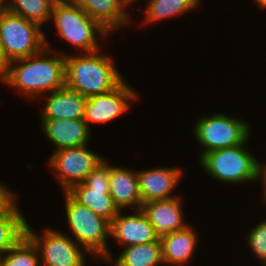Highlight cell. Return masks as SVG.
<instances>
[{
	"mask_svg": "<svg viewBox=\"0 0 266 266\" xmlns=\"http://www.w3.org/2000/svg\"><path fill=\"white\" fill-rule=\"evenodd\" d=\"M244 144L246 141L199 156L201 167L213 178L232 184L260 180L261 164L245 150Z\"/></svg>",
	"mask_w": 266,
	"mask_h": 266,
	"instance_id": "cell-6",
	"label": "cell"
},
{
	"mask_svg": "<svg viewBox=\"0 0 266 266\" xmlns=\"http://www.w3.org/2000/svg\"><path fill=\"white\" fill-rule=\"evenodd\" d=\"M15 202L0 212V256L26 235L27 221Z\"/></svg>",
	"mask_w": 266,
	"mask_h": 266,
	"instance_id": "cell-20",
	"label": "cell"
},
{
	"mask_svg": "<svg viewBox=\"0 0 266 266\" xmlns=\"http://www.w3.org/2000/svg\"><path fill=\"white\" fill-rule=\"evenodd\" d=\"M5 254L0 256V266H40L39 251L27 235Z\"/></svg>",
	"mask_w": 266,
	"mask_h": 266,
	"instance_id": "cell-24",
	"label": "cell"
},
{
	"mask_svg": "<svg viewBox=\"0 0 266 266\" xmlns=\"http://www.w3.org/2000/svg\"><path fill=\"white\" fill-rule=\"evenodd\" d=\"M135 215H122L120 211L111 222L110 236L126 247L158 241L154 227L140 209Z\"/></svg>",
	"mask_w": 266,
	"mask_h": 266,
	"instance_id": "cell-13",
	"label": "cell"
},
{
	"mask_svg": "<svg viewBox=\"0 0 266 266\" xmlns=\"http://www.w3.org/2000/svg\"><path fill=\"white\" fill-rule=\"evenodd\" d=\"M86 97L66 86L50 92L40 114L42 119H84Z\"/></svg>",
	"mask_w": 266,
	"mask_h": 266,
	"instance_id": "cell-16",
	"label": "cell"
},
{
	"mask_svg": "<svg viewBox=\"0 0 266 266\" xmlns=\"http://www.w3.org/2000/svg\"><path fill=\"white\" fill-rule=\"evenodd\" d=\"M53 19V20H52ZM55 29L60 38L75 47L83 49V53L98 51L97 34L105 36L109 32L97 21L93 20L77 3L67 0H56L51 14Z\"/></svg>",
	"mask_w": 266,
	"mask_h": 266,
	"instance_id": "cell-3",
	"label": "cell"
},
{
	"mask_svg": "<svg viewBox=\"0 0 266 266\" xmlns=\"http://www.w3.org/2000/svg\"><path fill=\"white\" fill-rule=\"evenodd\" d=\"M123 80L115 89L89 97L85 105L84 121L89 123H107L129 110V100H136L135 90Z\"/></svg>",
	"mask_w": 266,
	"mask_h": 266,
	"instance_id": "cell-11",
	"label": "cell"
},
{
	"mask_svg": "<svg viewBox=\"0 0 266 266\" xmlns=\"http://www.w3.org/2000/svg\"><path fill=\"white\" fill-rule=\"evenodd\" d=\"M110 165L103 159L85 178L67 193L79 204L86 206L110 223L120 212L109 189Z\"/></svg>",
	"mask_w": 266,
	"mask_h": 266,
	"instance_id": "cell-8",
	"label": "cell"
},
{
	"mask_svg": "<svg viewBox=\"0 0 266 266\" xmlns=\"http://www.w3.org/2000/svg\"><path fill=\"white\" fill-rule=\"evenodd\" d=\"M56 0H12L6 9L12 13L39 24L51 20L53 5Z\"/></svg>",
	"mask_w": 266,
	"mask_h": 266,
	"instance_id": "cell-22",
	"label": "cell"
},
{
	"mask_svg": "<svg viewBox=\"0 0 266 266\" xmlns=\"http://www.w3.org/2000/svg\"><path fill=\"white\" fill-rule=\"evenodd\" d=\"M86 145L88 144L54 151L48 161L51 169H55V176L64 192L83 183L89 173L103 160L100 155L88 150Z\"/></svg>",
	"mask_w": 266,
	"mask_h": 266,
	"instance_id": "cell-10",
	"label": "cell"
},
{
	"mask_svg": "<svg viewBox=\"0 0 266 266\" xmlns=\"http://www.w3.org/2000/svg\"><path fill=\"white\" fill-rule=\"evenodd\" d=\"M67 1L78 3L80 0H67Z\"/></svg>",
	"mask_w": 266,
	"mask_h": 266,
	"instance_id": "cell-31",
	"label": "cell"
},
{
	"mask_svg": "<svg viewBox=\"0 0 266 266\" xmlns=\"http://www.w3.org/2000/svg\"><path fill=\"white\" fill-rule=\"evenodd\" d=\"M123 80L111 57L99 50L81 56L65 54V86L86 98L109 92Z\"/></svg>",
	"mask_w": 266,
	"mask_h": 266,
	"instance_id": "cell-2",
	"label": "cell"
},
{
	"mask_svg": "<svg viewBox=\"0 0 266 266\" xmlns=\"http://www.w3.org/2000/svg\"><path fill=\"white\" fill-rule=\"evenodd\" d=\"M259 7L266 8V0H255Z\"/></svg>",
	"mask_w": 266,
	"mask_h": 266,
	"instance_id": "cell-30",
	"label": "cell"
},
{
	"mask_svg": "<svg viewBox=\"0 0 266 266\" xmlns=\"http://www.w3.org/2000/svg\"><path fill=\"white\" fill-rule=\"evenodd\" d=\"M189 225L183 230L171 232L161 239L163 261L168 265H185L192 258L196 248L197 237Z\"/></svg>",
	"mask_w": 266,
	"mask_h": 266,
	"instance_id": "cell-19",
	"label": "cell"
},
{
	"mask_svg": "<svg viewBox=\"0 0 266 266\" xmlns=\"http://www.w3.org/2000/svg\"><path fill=\"white\" fill-rule=\"evenodd\" d=\"M6 10L5 0H0V17Z\"/></svg>",
	"mask_w": 266,
	"mask_h": 266,
	"instance_id": "cell-29",
	"label": "cell"
},
{
	"mask_svg": "<svg viewBox=\"0 0 266 266\" xmlns=\"http://www.w3.org/2000/svg\"><path fill=\"white\" fill-rule=\"evenodd\" d=\"M182 170L179 168H152L144 171H137L139 193L142 204L161 199H170L173 196L172 190L180 181Z\"/></svg>",
	"mask_w": 266,
	"mask_h": 266,
	"instance_id": "cell-14",
	"label": "cell"
},
{
	"mask_svg": "<svg viewBox=\"0 0 266 266\" xmlns=\"http://www.w3.org/2000/svg\"><path fill=\"white\" fill-rule=\"evenodd\" d=\"M225 114L204 116L194 127L196 140L204 150L200 156L218 149L243 144L249 137V124Z\"/></svg>",
	"mask_w": 266,
	"mask_h": 266,
	"instance_id": "cell-7",
	"label": "cell"
},
{
	"mask_svg": "<svg viewBox=\"0 0 266 266\" xmlns=\"http://www.w3.org/2000/svg\"><path fill=\"white\" fill-rule=\"evenodd\" d=\"M50 45L39 53L9 63L4 84L36 98L65 86V55L50 56ZM47 56V57H46ZM21 90V91H20ZM37 95V96H36Z\"/></svg>",
	"mask_w": 266,
	"mask_h": 266,
	"instance_id": "cell-1",
	"label": "cell"
},
{
	"mask_svg": "<svg viewBox=\"0 0 266 266\" xmlns=\"http://www.w3.org/2000/svg\"><path fill=\"white\" fill-rule=\"evenodd\" d=\"M199 0H149L144 22H155L195 9Z\"/></svg>",
	"mask_w": 266,
	"mask_h": 266,
	"instance_id": "cell-23",
	"label": "cell"
},
{
	"mask_svg": "<svg viewBox=\"0 0 266 266\" xmlns=\"http://www.w3.org/2000/svg\"><path fill=\"white\" fill-rule=\"evenodd\" d=\"M109 189L110 195L120 211L129 206L136 210L142 208L138 176L135 171L110 166Z\"/></svg>",
	"mask_w": 266,
	"mask_h": 266,
	"instance_id": "cell-17",
	"label": "cell"
},
{
	"mask_svg": "<svg viewBox=\"0 0 266 266\" xmlns=\"http://www.w3.org/2000/svg\"><path fill=\"white\" fill-rule=\"evenodd\" d=\"M247 239L250 250L266 266V219L250 230Z\"/></svg>",
	"mask_w": 266,
	"mask_h": 266,
	"instance_id": "cell-25",
	"label": "cell"
},
{
	"mask_svg": "<svg viewBox=\"0 0 266 266\" xmlns=\"http://www.w3.org/2000/svg\"><path fill=\"white\" fill-rule=\"evenodd\" d=\"M77 4L109 33L130 21L125 0H80Z\"/></svg>",
	"mask_w": 266,
	"mask_h": 266,
	"instance_id": "cell-18",
	"label": "cell"
},
{
	"mask_svg": "<svg viewBox=\"0 0 266 266\" xmlns=\"http://www.w3.org/2000/svg\"><path fill=\"white\" fill-rule=\"evenodd\" d=\"M180 197L153 200L142 205L141 210L154 227L158 239L168 236L171 232L183 230L188 225L184 223Z\"/></svg>",
	"mask_w": 266,
	"mask_h": 266,
	"instance_id": "cell-12",
	"label": "cell"
},
{
	"mask_svg": "<svg viewBox=\"0 0 266 266\" xmlns=\"http://www.w3.org/2000/svg\"><path fill=\"white\" fill-rule=\"evenodd\" d=\"M65 196V212L69 229L73 237L89 254L112 261L107 247L110 237L111 223L95 212L76 202L67 192Z\"/></svg>",
	"mask_w": 266,
	"mask_h": 266,
	"instance_id": "cell-4",
	"label": "cell"
},
{
	"mask_svg": "<svg viewBox=\"0 0 266 266\" xmlns=\"http://www.w3.org/2000/svg\"><path fill=\"white\" fill-rule=\"evenodd\" d=\"M16 198V195L12 194L2 183L0 184V212L8 207Z\"/></svg>",
	"mask_w": 266,
	"mask_h": 266,
	"instance_id": "cell-26",
	"label": "cell"
},
{
	"mask_svg": "<svg viewBox=\"0 0 266 266\" xmlns=\"http://www.w3.org/2000/svg\"><path fill=\"white\" fill-rule=\"evenodd\" d=\"M47 138L56 145V150L88 144L90 126L84 119H41Z\"/></svg>",
	"mask_w": 266,
	"mask_h": 266,
	"instance_id": "cell-15",
	"label": "cell"
},
{
	"mask_svg": "<svg viewBox=\"0 0 266 266\" xmlns=\"http://www.w3.org/2000/svg\"><path fill=\"white\" fill-rule=\"evenodd\" d=\"M43 231L44 234L39 237L27 223L26 235L34 242L39 254L41 253L40 266H85L83 253L86 251L80 249L77 241L57 230L47 228Z\"/></svg>",
	"mask_w": 266,
	"mask_h": 266,
	"instance_id": "cell-9",
	"label": "cell"
},
{
	"mask_svg": "<svg viewBox=\"0 0 266 266\" xmlns=\"http://www.w3.org/2000/svg\"><path fill=\"white\" fill-rule=\"evenodd\" d=\"M41 26L6 10L0 17V44L10 62L41 52L48 44Z\"/></svg>",
	"mask_w": 266,
	"mask_h": 266,
	"instance_id": "cell-5",
	"label": "cell"
},
{
	"mask_svg": "<svg viewBox=\"0 0 266 266\" xmlns=\"http://www.w3.org/2000/svg\"><path fill=\"white\" fill-rule=\"evenodd\" d=\"M259 178L261 179V180H263L264 182H263V184H264V201L266 200V164L265 165H260V174H259ZM266 202V201H265Z\"/></svg>",
	"mask_w": 266,
	"mask_h": 266,
	"instance_id": "cell-28",
	"label": "cell"
},
{
	"mask_svg": "<svg viewBox=\"0 0 266 266\" xmlns=\"http://www.w3.org/2000/svg\"><path fill=\"white\" fill-rule=\"evenodd\" d=\"M114 264L116 266H158L164 264L161 240L125 247Z\"/></svg>",
	"mask_w": 266,
	"mask_h": 266,
	"instance_id": "cell-21",
	"label": "cell"
},
{
	"mask_svg": "<svg viewBox=\"0 0 266 266\" xmlns=\"http://www.w3.org/2000/svg\"><path fill=\"white\" fill-rule=\"evenodd\" d=\"M128 4H130L131 2L133 3L134 0H125Z\"/></svg>",
	"mask_w": 266,
	"mask_h": 266,
	"instance_id": "cell-32",
	"label": "cell"
},
{
	"mask_svg": "<svg viewBox=\"0 0 266 266\" xmlns=\"http://www.w3.org/2000/svg\"><path fill=\"white\" fill-rule=\"evenodd\" d=\"M9 68V61L6 59L2 45L0 44V79L5 83Z\"/></svg>",
	"mask_w": 266,
	"mask_h": 266,
	"instance_id": "cell-27",
	"label": "cell"
}]
</instances>
